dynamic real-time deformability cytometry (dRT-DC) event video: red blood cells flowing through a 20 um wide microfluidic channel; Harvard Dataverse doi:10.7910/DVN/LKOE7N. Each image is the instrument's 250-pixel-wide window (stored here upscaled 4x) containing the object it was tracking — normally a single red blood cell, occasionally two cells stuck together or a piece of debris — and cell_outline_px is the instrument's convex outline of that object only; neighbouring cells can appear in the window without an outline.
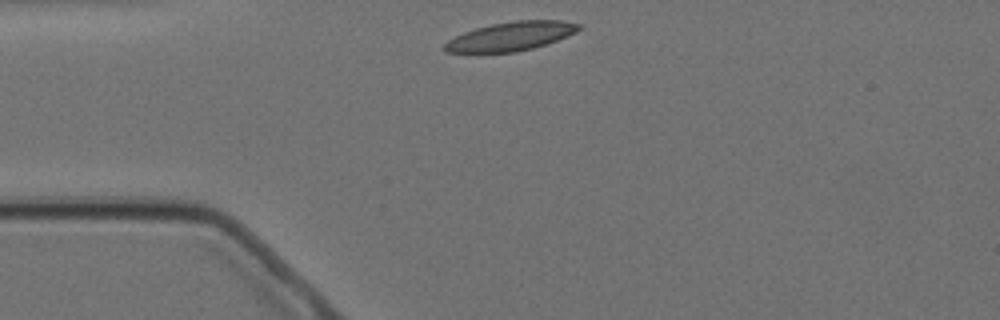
{"species": "Egyptian fruit bat (a non-hibernating species)", "species_latin": "Rousettus aegyptiacus", "temperature_condition": "cold", "stored_images_in_passage": 1, "camera_frame_rate_fps": 3000, "um_per_image_px": 0.085, "animal": {"sex": "female"}, "frame": {"image": 1, "passage_image": 1, "time_ms": 0.0, "image_size_px": [1000, 320], "cell_outline_px": [[580, 28], [576, 32], [568, 36], [532, 48], [516, 52], [444, 52], [444, 44], [448, 40], [464, 32], [476, 28], [492, 24], [516, 20], [564, 20], [580, 24]], "centroid_in_image_um": [43.43, 3.07], "position_along_channel_um": 41.6, "area_um2": 22.31}}